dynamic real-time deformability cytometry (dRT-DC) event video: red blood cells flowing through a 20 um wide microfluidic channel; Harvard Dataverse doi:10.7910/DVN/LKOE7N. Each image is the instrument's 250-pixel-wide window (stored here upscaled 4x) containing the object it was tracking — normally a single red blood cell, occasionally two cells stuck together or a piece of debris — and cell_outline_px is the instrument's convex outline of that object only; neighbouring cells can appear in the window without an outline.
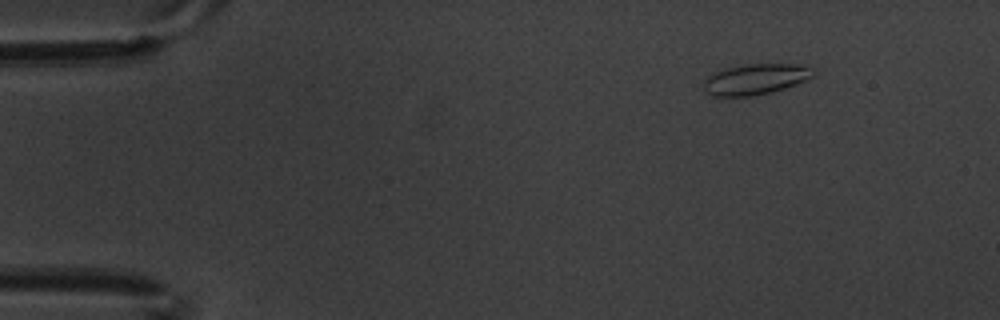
{"species": "common noctule bat (a hibernating species)", "species_latin": "Nyctalus noctula", "temperature_condition": "warm", "stored_images_in_passage": 4, "camera_frame_rate_fps": 3000, "um_per_image_px": 0.085, "animal": {"sex": "male", "body_mass_g": 20.1, "forearm_length_mm": 53.5}, "frame": {"image": 1, "passage_image": 4, "time_ms": 1.0, "image_size_px": [1000, 320], "cell_outline_px": [[816, 76], [796, 84], [772, 92], [748, 96], [712, 96], [704, 88], [704, 80], [708, 76], [724, 68], [744, 64], [808, 64], [816, 68]], "centroid_in_image_um": [64.31, 6.71], "position_along_channel_um": 20.7, "area_um2": 19.88}}